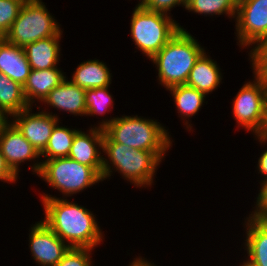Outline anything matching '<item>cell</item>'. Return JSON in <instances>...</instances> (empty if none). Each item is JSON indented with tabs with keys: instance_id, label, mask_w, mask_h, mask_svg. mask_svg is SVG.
I'll use <instances>...</instances> for the list:
<instances>
[{
	"instance_id": "cell-1",
	"label": "cell",
	"mask_w": 267,
	"mask_h": 266,
	"mask_svg": "<svg viewBox=\"0 0 267 266\" xmlns=\"http://www.w3.org/2000/svg\"><path fill=\"white\" fill-rule=\"evenodd\" d=\"M40 195L45 213L42 221L70 248L94 249L103 242L104 232L89 209L65 198Z\"/></svg>"
},
{
	"instance_id": "cell-2",
	"label": "cell",
	"mask_w": 267,
	"mask_h": 266,
	"mask_svg": "<svg viewBox=\"0 0 267 266\" xmlns=\"http://www.w3.org/2000/svg\"><path fill=\"white\" fill-rule=\"evenodd\" d=\"M103 153V181L117 171L134 187L146 188L154 185L156 170L162 160H165L167 151L131 149L124 144L113 142L104 133Z\"/></svg>"
},
{
	"instance_id": "cell-3",
	"label": "cell",
	"mask_w": 267,
	"mask_h": 266,
	"mask_svg": "<svg viewBox=\"0 0 267 266\" xmlns=\"http://www.w3.org/2000/svg\"><path fill=\"white\" fill-rule=\"evenodd\" d=\"M101 121L93 127L103 129L113 142L124 144L131 149L168 151L172 147L173 140L166 130L167 127L157 120L123 114Z\"/></svg>"
},
{
	"instance_id": "cell-4",
	"label": "cell",
	"mask_w": 267,
	"mask_h": 266,
	"mask_svg": "<svg viewBox=\"0 0 267 266\" xmlns=\"http://www.w3.org/2000/svg\"><path fill=\"white\" fill-rule=\"evenodd\" d=\"M186 29L180 30L154 55L150 61L158 71V82L165 88L186 84L195 62L205 52Z\"/></svg>"
},
{
	"instance_id": "cell-5",
	"label": "cell",
	"mask_w": 267,
	"mask_h": 266,
	"mask_svg": "<svg viewBox=\"0 0 267 266\" xmlns=\"http://www.w3.org/2000/svg\"><path fill=\"white\" fill-rule=\"evenodd\" d=\"M130 34L136 49L151 59L180 30L181 25L171 15L150 11L139 3L133 10Z\"/></svg>"
},
{
	"instance_id": "cell-6",
	"label": "cell",
	"mask_w": 267,
	"mask_h": 266,
	"mask_svg": "<svg viewBox=\"0 0 267 266\" xmlns=\"http://www.w3.org/2000/svg\"><path fill=\"white\" fill-rule=\"evenodd\" d=\"M49 12L42 0H26L3 38L11 44L25 47L40 39L62 37L61 24Z\"/></svg>"
},
{
	"instance_id": "cell-7",
	"label": "cell",
	"mask_w": 267,
	"mask_h": 266,
	"mask_svg": "<svg viewBox=\"0 0 267 266\" xmlns=\"http://www.w3.org/2000/svg\"><path fill=\"white\" fill-rule=\"evenodd\" d=\"M42 165L38 177L48 183L54 190L62 193V198L83 192L97 183L102 177L92 168L69 157H58L41 160Z\"/></svg>"
},
{
	"instance_id": "cell-8",
	"label": "cell",
	"mask_w": 267,
	"mask_h": 266,
	"mask_svg": "<svg viewBox=\"0 0 267 266\" xmlns=\"http://www.w3.org/2000/svg\"><path fill=\"white\" fill-rule=\"evenodd\" d=\"M245 82L232 100V112L238 129L242 127L258 135L265 122L267 111V84L257 77Z\"/></svg>"
},
{
	"instance_id": "cell-9",
	"label": "cell",
	"mask_w": 267,
	"mask_h": 266,
	"mask_svg": "<svg viewBox=\"0 0 267 266\" xmlns=\"http://www.w3.org/2000/svg\"><path fill=\"white\" fill-rule=\"evenodd\" d=\"M234 21L237 45L252 49L267 38V0H240Z\"/></svg>"
},
{
	"instance_id": "cell-10",
	"label": "cell",
	"mask_w": 267,
	"mask_h": 266,
	"mask_svg": "<svg viewBox=\"0 0 267 266\" xmlns=\"http://www.w3.org/2000/svg\"><path fill=\"white\" fill-rule=\"evenodd\" d=\"M0 152L4 156L6 164L18 177L20 172L19 166H21V163H25V161L30 162L32 160L34 162L32 166L30 165L33 174L38 175L40 172L42 162L39 159L41 154L11 121L0 132Z\"/></svg>"
},
{
	"instance_id": "cell-11",
	"label": "cell",
	"mask_w": 267,
	"mask_h": 266,
	"mask_svg": "<svg viewBox=\"0 0 267 266\" xmlns=\"http://www.w3.org/2000/svg\"><path fill=\"white\" fill-rule=\"evenodd\" d=\"M38 112L32 111L33 107L30 106L20 113L14 114L10 118L11 122L23 134V136L32 144V146L41 153L50 139L53 128L60 122L58 115L48 112V108L37 107ZM33 112V113H32Z\"/></svg>"
},
{
	"instance_id": "cell-12",
	"label": "cell",
	"mask_w": 267,
	"mask_h": 266,
	"mask_svg": "<svg viewBox=\"0 0 267 266\" xmlns=\"http://www.w3.org/2000/svg\"><path fill=\"white\" fill-rule=\"evenodd\" d=\"M31 226L28 240L31 257L39 266H55L70 247L42 219Z\"/></svg>"
},
{
	"instance_id": "cell-13",
	"label": "cell",
	"mask_w": 267,
	"mask_h": 266,
	"mask_svg": "<svg viewBox=\"0 0 267 266\" xmlns=\"http://www.w3.org/2000/svg\"><path fill=\"white\" fill-rule=\"evenodd\" d=\"M87 131L75 134L68 157L92 167L102 177L104 130L90 127Z\"/></svg>"
},
{
	"instance_id": "cell-14",
	"label": "cell",
	"mask_w": 267,
	"mask_h": 266,
	"mask_svg": "<svg viewBox=\"0 0 267 266\" xmlns=\"http://www.w3.org/2000/svg\"><path fill=\"white\" fill-rule=\"evenodd\" d=\"M85 89L80 88L66 77L57 87H55L43 100L44 106H50L67 112L71 115L86 116ZM47 104V105H46Z\"/></svg>"
},
{
	"instance_id": "cell-15",
	"label": "cell",
	"mask_w": 267,
	"mask_h": 266,
	"mask_svg": "<svg viewBox=\"0 0 267 266\" xmlns=\"http://www.w3.org/2000/svg\"><path fill=\"white\" fill-rule=\"evenodd\" d=\"M65 78L66 74L58 67L45 70L31 69L27 81L23 85L24 95L29 106H33L36 101L41 104Z\"/></svg>"
},
{
	"instance_id": "cell-16",
	"label": "cell",
	"mask_w": 267,
	"mask_h": 266,
	"mask_svg": "<svg viewBox=\"0 0 267 266\" xmlns=\"http://www.w3.org/2000/svg\"><path fill=\"white\" fill-rule=\"evenodd\" d=\"M31 67L24 47L0 38V72L22 86L26 83Z\"/></svg>"
},
{
	"instance_id": "cell-17",
	"label": "cell",
	"mask_w": 267,
	"mask_h": 266,
	"mask_svg": "<svg viewBox=\"0 0 267 266\" xmlns=\"http://www.w3.org/2000/svg\"><path fill=\"white\" fill-rule=\"evenodd\" d=\"M220 69L216 61L205 51L195 62L186 84L207 96L220 87V83H222L223 76Z\"/></svg>"
},
{
	"instance_id": "cell-18",
	"label": "cell",
	"mask_w": 267,
	"mask_h": 266,
	"mask_svg": "<svg viewBox=\"0 0 267 266\" xmlns=\"http://www.w3.org/2000/svg\"><path fill=\"white\" fill-rule=\"evenodd\" d=\"M246 260L254 266H267V221L246 217L244 222Z\"/></svg>"
},
{
	"instance_id": "cell-19",
	"label": "cell",
	"mask_w": 267,
	"mask_h": 266,
	"mask_svg": "<svg viewBox=\"0 0 267 266\" xmlns=\"http://www.w3.org/2000/svg\"><path fill=\"white\" fill-rule=\"evenodd\" d=\"M62 37H48L27 44L24 47L28 62L33 70L58 67L61 56Z\"/></svg>"
},
{
	"instance_id": "cell-20",
	"label": "cell",
	"mask_w": 267,
	"mask_h": 266,
	"mask_svg": "<svg viewBox=\"0 0 267 266\" xmlns=\"http://www.w3.org/2000/svg\"><path fill=\"white\" fill-rule=\"evenodd\" d=\"M112 73L107 64L99 59H89L78 64L71 81L82 89H94L111 85Z\"/></svg>"
},
{
	"instance_id": "cell-21",
	"label": "cell",
	"mask_w": 267,
	"mask_h": 266,
	"mask_svg": "<svg viewBox=\"0 0 267 266\" xmlns=\"http://www.w3.org/2000/svg\"><path fill=\"white\" fill-rule=\"evenodd\" d=\"M173 97L178 115L183 119L187 131H192L191 120L205 103L206 95L187 84L177 85L167 89ZM180 113V114H179ZM185 119V120H184Z\"/></svg>"
},
{
	"instance_id": "cell-22",
	"label": "cell",
	"mask_w": 267,
	"mask_h": 266,
	"mask_svg": "<svg viewBox=\"0 0 267 266\" xmlns=\"http://www.w3.org/2000/svg\"><path fill=\"white\" fill-rule=\"evenodd\" d=\"M28 107L23 86L0 72V110L11 118Z\"/></svg>"
},
{
	"instance_id": "cell-23",
	"label": "cell",
	"mask_w": 267,
	"mask_h": 266,
	"mask_svg": "<svg viewBox=\"0 0 267 266\" xmlns=\"http://www.w3.org/2000/svg\"><path fill=\"white\" fill-rule=\"evenodd\" d=\"M79 129L63 127L58 123L52 130L46 148L40 153L46 160L58 157H68L72 141Z\"/></svg>"
},
{
	"instance_id": "cell-24",
	"label": "cell",
	"mask_w": 267,
	"mask_h": 266,
	"mask_svg": "<svg viewBox=\"0 0 267 266\" xmlns=\"http://www.w3.org/2000/svg\"><path fill=\"white\" fill-rule=\"evenodd\" d=\"M186 10L198 15H226L231 20L236 16L237 5L232 0H187Z\"/></svg>"
},
{
	"instance_id": "cell-25",
	"label": "cell",
	"mask_w": 267,
	"mask_h": 266,
	"mask_svg": "<svg viewBox=\"0 0 267 266\" xmlns=\"http://www.w3.org/2000/svg\"><path fill=\"white\" fill-rule=\"evenodd\" d=\"M109 86L87 89L85 91L86 116H102L112 111L114 107L113 96L110 94Z\"/></svg>"
},
{
	"instance_id": "cell-26",
	"label": "cell",
	"mask_w": 267,
	"mask_h": 266,
	"mask_svg": "<svg viewBox=\"0 0 267 266\" xmlns=\"http://www.w3.org/2000/svg\"><path fill=\"white\" fill-rule=\"evenodd\" d=\"M248 55L253 76L267 84V38L252 47Z\"/></svg>"
},
{
	"instance_id": "cell-27",
	"label": "cell",
	"mask_w": 267,
	"mask_h": 266,
	"mask_svg": "<svg viewBox=\"0 0 267 266\" xmlns=\"http://www.w3.org/2000/svg\"><path fill=\"white\" fill-rule=\"evenodd\" d=\"M26 0H0V38L9 31Z\"/></svg>"
},
{
	"instance_id": "cell-28",
	"label": "cell",
	"mask_w": 267,
	"mask_h": 266,
	"mask_svg": "<svg viewBox=\"0 0 267 266\" xmlns=\"http://www.w3.org/2000/svg\"><path fill=\"white\" fill-rule=\"evenodd\" d=\"M94 249L70 248L55 266H93L91 255Z\"/></svg>"
},
{
	"instance_id": "cell-29",
	"label": "cell",
	"mask_w": 267,
	"mask_h": 266,
	"mask_svg": "<svg viewBox=\"0 0 267 266\" xmlns=\"http://www.w3.org/2000/svg\"><path fill=\"white\" fill-rule=\"evenodd\" d=\"M138 3L147 10L170 15L172 8L180 5L186 8L187 0H140Z\"/></svg>"
},
{
	"instance_id": "cell-30",
	"label": "cell",
	"mask_w": 267,
	"mask_h": 266,
	"mask_svg": "<svg viewBox=\"0 0 267 266\" xmlns=\"http://www.w3.org/2000/svg\"><path fill=\"white\" fill-rule=\"evenodd\" d=\"M260 184V190L259 193L256 196V204L254 210L250 212L248 217L259 220V221H267V178L264 180H261Z\"/></svg>"
},
{
	"instance_id": "cell-31",
	"label": "cell",
	"mask_w": 267,
	"mask_h": 266,
	"mask_svg": "<svg viewBox=\"0 0 267 266\" xmlns=\"http://www.w3.org/2000/svg\"><path fill=\"white\" fill-rule=\"evenodd\" d=\"M18 176L6 164L4 156L0 152V181L6 183H16Z\"/></svg>"
},
{
	"instance_id": "cell-32",
	"label": "cell",
	"mask_w": 267,
	"mask_h": 266,
	"mask_svg": "<svg viewBox=\"0 0 267 266\" xmlns=\"http://www.w3.org/2000/svg\"><path fill=\"white\" fill-rule=\"evenodd\" d=\"M256 169L259 171L258 174L263 176L261 180L267 178V149L261 152Z\"/></svg>"
},
{
	"instance_id": "cell-33",
	"label": "cell",
	"mask_w": 267,
	"mask_h": 266,
	"mask_svg": "<svg viewBox=\"0 0 267 266\" xmlns=\"http://www.w3.org/2000/svg\"><path fill=\"white\" fill-rule=\"evenodd\" d=\"M255 139H257L260 143L259 144H264L267 145V111H266V117H265V122H264V126L261 130V132L258 135H254Z\"/></svg>"
},
{
	"instance_id": "cell-34",
	"label": "cell",
	"mask_w": 267,
	"mask_h": 266,
	"mask_svg": "<svg viewBox=\"0 0 267 266\" xmlns=\"http://www.w3.org/2000/svg\"><path fill=\"white\" fill-rule=\"evenodd\" d=\"M128 266H157L152 261L146 260V258H142L141 256L134 258V260Z\"/></svg>"
},
{
	"instance_id": "cell-35",
	"label": "cell",
	"mask_w": 267,
	"mask_h": 266,
	"mask_svg": "<svg viewBox=\"0 0 267 266\" xmlns=\"http://www.w3.org/2000/svg\"><path fill=\"white\" fill-rule=\"evenodd\" d=\"M9 121V118L0 110V132Z\"/></svg>"
},
{
	"instance_id": "cell-36",
	"label": "cell",
	"mask_w": 267,
	"mask_h": 266,
	"mask_svg": "<svg viewBox=\"0 0 267 266\" xmlns=\"http://www.w3.org/2000/svg\"><path fill=\"white\" fill-rule=\"evenodd\" d=\"M239 266H254V265H252V264H251L249 261H247V260H243L242 264L240 263Z\"/></svg>"
},
{
	"instance_id": "cell-37",
	"label": "cell",
	"mask_w": 267,
	"mask_h": 266,
	"mask_svg": "<svg viewBox=\"0 0 267 266\" xmlns=\"http://www.w3.org/2000/svg\"><path fill=\"white\" fill-rule=\"evenodd\" d=\"M232 1L237 5L240 0H232Z\"/></svg>"
}]
</instances>
